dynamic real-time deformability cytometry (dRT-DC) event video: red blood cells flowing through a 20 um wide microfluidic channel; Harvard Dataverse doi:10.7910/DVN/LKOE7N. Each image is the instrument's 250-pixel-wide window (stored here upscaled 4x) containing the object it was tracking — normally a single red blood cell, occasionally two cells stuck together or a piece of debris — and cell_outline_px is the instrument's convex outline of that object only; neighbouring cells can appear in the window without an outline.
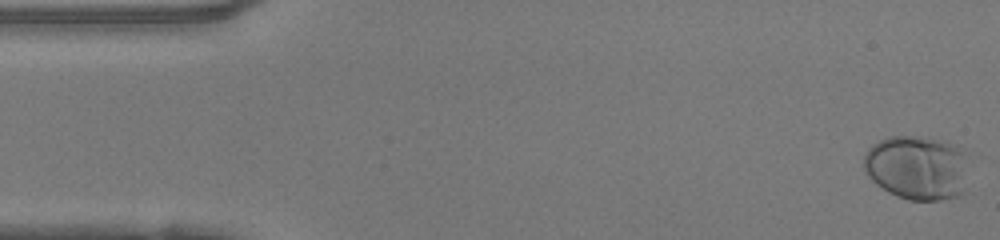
{"species": "human", "species_latin": "Homo sapiens", "temperature_condition": "warm", "stored_images_in_passage": 48, "camera_frame_rate_fps": 3000, "um_per_image_px": 0.085, "donor": {"sex": "female"}, "frame": {"image": 1, "passage_image": 1, "time_ms": 0.0, "image_size_px": [1000, 240], "cell_outline_px": [[964, 192], [960, 196], [940, 200], [908, 200], [896, 196], [888, 192], [876, 184], [864, 172], [864, 156], [868, 148], [872, 144], [888, 136], [920, 136], [944, 140], [960, 144], [964, 188]], "centroid_in_image_um": [77.87, 14.24], "position_along_channel_um": 7.1, "area_um2": 39.19}}
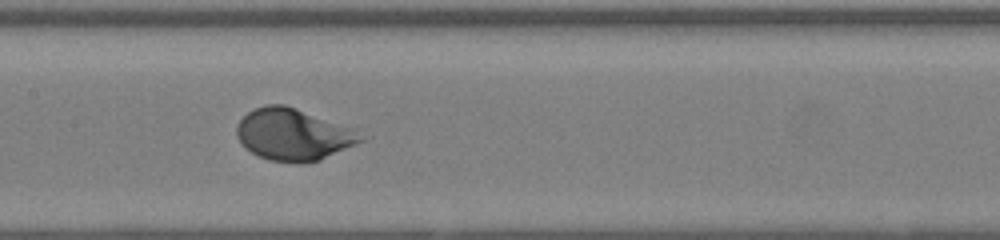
{"frame": {"image": 2, "passage_image": 23, "time_ms": 7.333, "image_size_px": [1000, 240], "cell_outline_px": [[364, 140], [356, 144], [320, 160], [300, 164], [268, 160], [252, 152], [236, 136], [236, 128], [240, 120], [248, 112], [264, 104], [284, 104], [356, 128]], "centroid_in_image_um": [24.96, 11.43], "position_along_channel_um": 182.4, "area_um2": 37.4}}
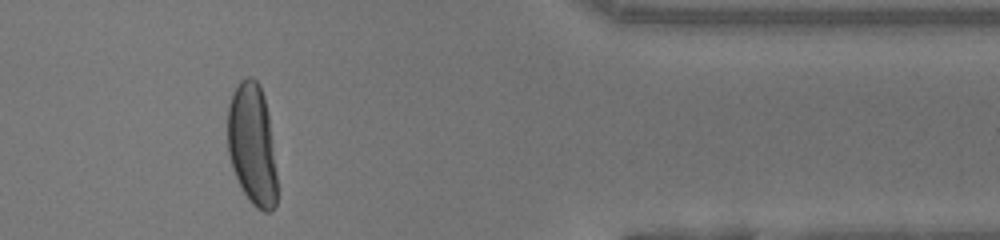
{"frame": {"image": 3, "passage_image": 40, "time_ms": 13.0, "image_size_px": [1000, 240], "cell_outline_px": [[276, 204], [268, 212], [264, 212], [256, 208], [248, 200], [232, 168], [228, 152], [228, 104], [232, 92], [240, 80], [248, 76], [252, 76], [260, 84], [264, 96], [268, 112], [276, 172]], "centroid_in_image_um": [21.42, 12.25], "position_along_channel_um": 390.0, "area_um2": 35.03}, "authors_computed_cell_mechanics": {"area_um2": 36.6741, "velocity_mm_per_s": 4.1929, "shape_relaxation_time_tau1_ms": 3.1179, "shape_relaxation_time_tau2_ms": null, "deformation_change_tau1": 0.2171, "deformation_change_tau2": null}}